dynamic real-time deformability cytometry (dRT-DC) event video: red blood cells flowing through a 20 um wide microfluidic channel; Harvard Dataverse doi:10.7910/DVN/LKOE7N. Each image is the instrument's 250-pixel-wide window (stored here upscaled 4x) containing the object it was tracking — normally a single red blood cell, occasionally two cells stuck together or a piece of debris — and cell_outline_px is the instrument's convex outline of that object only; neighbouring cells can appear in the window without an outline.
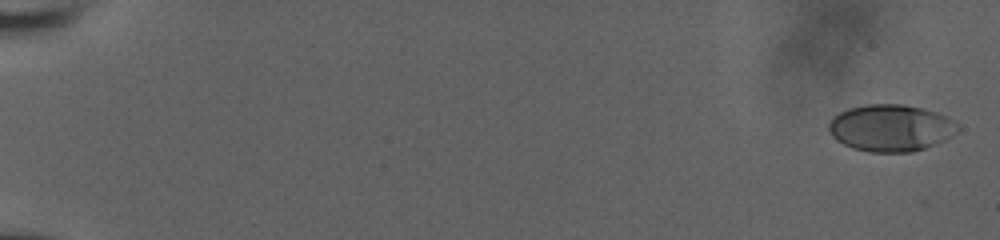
{"species": "human", "species_latin": "Homo sapiens", "temperature_condition": "room temperature", "stored_images_in_passage": 58, "camera_frame_rate_fps": 3000, "um_per_image_px": 0.085, "donor": {"sex": "male"}, "frame": {"image": 1, "passage_image": 2, "time_ms": 0.333, "image_size_px": [1000, 240], "cell_outline_px": [[960, 128], [952, 136], [944, 140], [924, 148], [912, 152], [868, 152], [852, 148], [836, 140], [832, 136], [828, 128], [828, 124], [832, 116], [848, 108], [864, 104], [904, 104], [936, 112], [956, 120], [960, 124]], "centroid_in_image_um": [75.71, 10.87], "position_along_channel_um": 9.3, "area_um2": 35.55}}
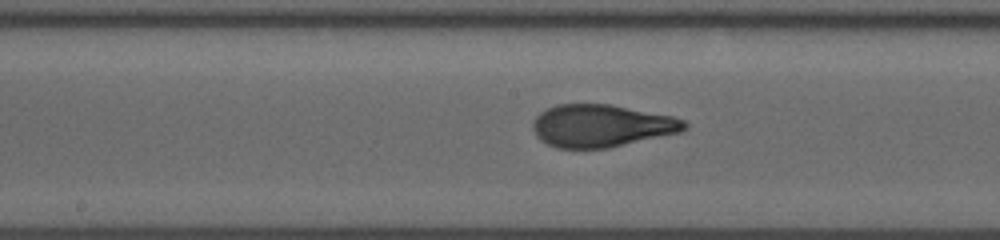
{"frame": {"image": 2, "passage_image": 33, "time_ms": 10.667, "image_size_px": [1000, 240], "cell_outline_px": [[688, 128], [680, 132], [608, 148], [556, 148], [540, 140], [536, 136], [532, 128], [532, 124], [536, 116], [540, 112], [556, 104], [608, 104], [672, 116], [684, 120], [688, 124]], "centroid_in_image_um": [51.1, 10.69], "position_along_channel_um": 197.1, "area_um2": 37.45}}
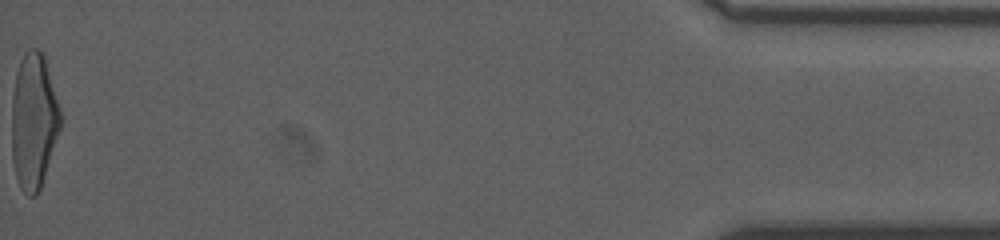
{"frame": {"image": 3, "passage_image": 58, "time_ms": 19.0, "image_size_px": [1000, 240], "cell_outline_px": [[60, 128], [40, 188], [36, 196], [28, 196], [20, 188], [16, 176], [12, 160], [12, 96], [16, 72], [20, 60], [24, 52], [28, 48], [36, 48], [44, 52], [60, 108]], "centroid_in_image_um": [2.85, 10.24], "position_along_channel_um": 432.3, "area_um2": 38.61}, "authors_computed_cell_mechanics": {"area_um2": 36.703, "velocity_mm_per_s": 3.8793, "shape_relaxation_time_tau1_ms": 5.0382, "shape_relaxation_time_tau2_ms": null, "deformation_change_tau1": 0.2124, "deformation_change_tau2": null}}